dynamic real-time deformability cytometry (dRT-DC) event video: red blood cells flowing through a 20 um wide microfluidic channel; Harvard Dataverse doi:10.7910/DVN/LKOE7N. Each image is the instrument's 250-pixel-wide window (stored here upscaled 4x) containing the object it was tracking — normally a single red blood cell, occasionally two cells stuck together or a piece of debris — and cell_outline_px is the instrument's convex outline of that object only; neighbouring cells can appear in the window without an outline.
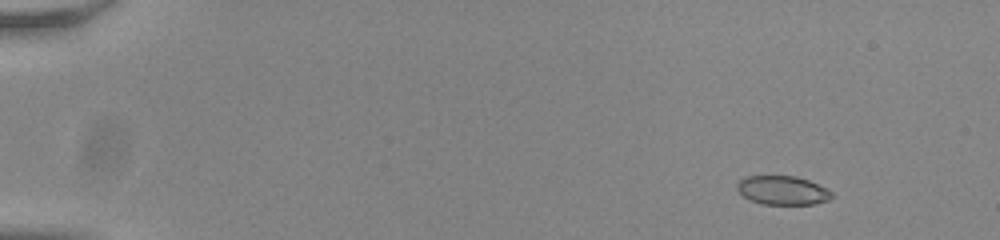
{"species": "common noctule bat (a hibernating species)", "species_latin": "Nyctalus noctula", "temperature_condition": "room temperature", "stored_images_in_passage": 56, "camera_frame_rate_fps": 3000, "um_per_image_px": 0.085, "animal": {"sex": "male", "body_mass_g": 20.0, "forearm_length_mm": 53.3}, "frame": {"image": 1, "passage_image": 7, "time_ms": 2.0, "image_size_px": [1000, 240], "cell_outline_px": [[832, 196], [828, 200], [816, 204], [760, 204], [744, 196], [736, 188], [736, 184], [744, 176], [796, 176], [808, 180], [832, 192]], "centroid_in_image_um": [66.49, 16.18], "position_along_channel_um": 18.5, "area_um2": 15.78}}
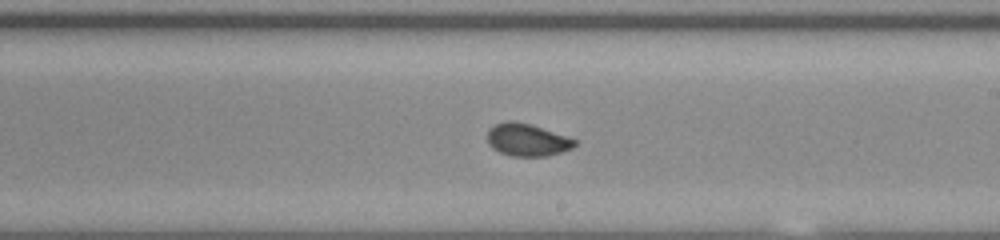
{"frame": {"image": 2, "passage_image": 35, "time_ms": 11.333, "image_size_px": [1000, 240], "cell_outline_px": [[576, 144], [572, 148], [548, 156], [512, 156], [500, 152], [492, 148], [488, 144], [488, 128], [496, 124], [508, 120], [516, 120], [532, 124], [568, 136], [576, 140]], "centroid_in_image_um": [44.8, 11.87], "position_along_channel_um": 244.2, "area_um2": 16.7}}
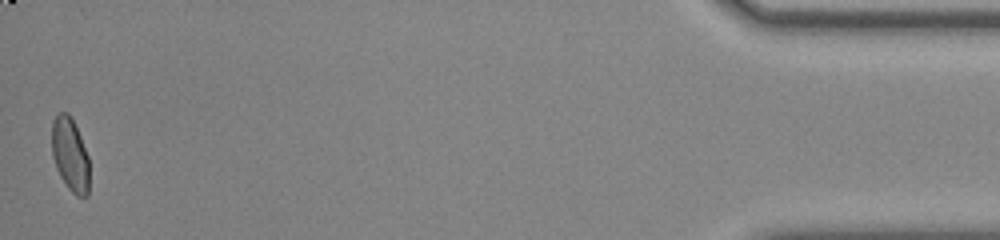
{"frame": {"image": 3, "passage_image": 56, "time_ms": 18.333, "image_size_px": [1000, 240], "cell_outline_px": [[88, 196], [76, 196], [68, 188], [60, 176], [56, 168], [52, 156], [52, 120], [56, 112], [68, 112], [72, 116], [88, 156]], "centroid_in_image_um": [5.94, 13.09], "position_along_channel_um": 429.3, "area_um2": 16.18}, "authors_computed_cell_mechanics": {"area_um2": 16.7042, "velocity_mm_per_s": 3.8082, "shape_relaxation_time_tau1_ms": 7.507, "shape_relaxation_time_tau2_ms": 0.8051, "deformation_change_tau1": 0.1497, "deformation_change_tau2": 0.0529}}